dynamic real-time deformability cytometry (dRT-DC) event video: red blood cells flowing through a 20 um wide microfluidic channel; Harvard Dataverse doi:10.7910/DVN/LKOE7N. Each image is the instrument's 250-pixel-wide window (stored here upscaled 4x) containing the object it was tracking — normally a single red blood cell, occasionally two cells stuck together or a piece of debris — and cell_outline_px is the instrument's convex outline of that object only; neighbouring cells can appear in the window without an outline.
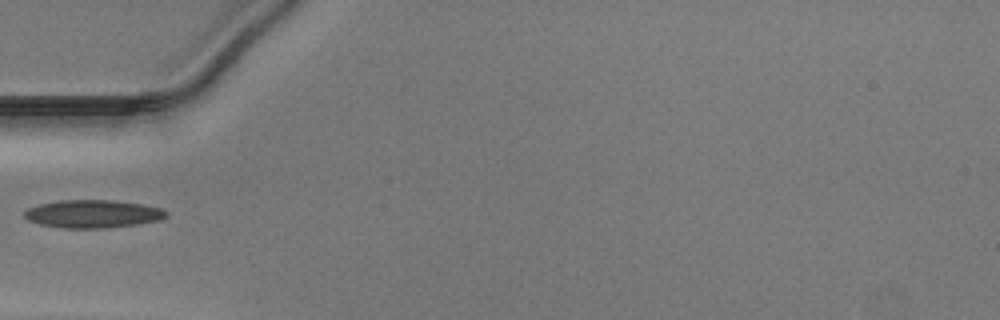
{"species": "Egyptian fruit bat (a non-hibernating species)", "species_latin": "Rousettus aegyptiacus", "temperature_condition": "warm", "stored_images_in_passage": 8, "camera_frame_rate_fps": 3000, "um_per_image_px": 0.085, "animal": {"sex": "male"}, "frame": {"image": 1, "passage_image": 1, "time_ms": 0.0, "image_size_px": [1000, 320], "cell_outline_px": [[168, 212], [160, 220], [136, 224], [104, 228], [64, 228], [40, 224], [28, 220], [24, 216], [24, 212], [28, 208], [40, 204], [60, 200], [112, 200], [144, 204], [164, 208]], "centroid_in_image_um": [7.91, 18.17], "position_along_channel_um": 77.1, "area_um2": 23.06}}
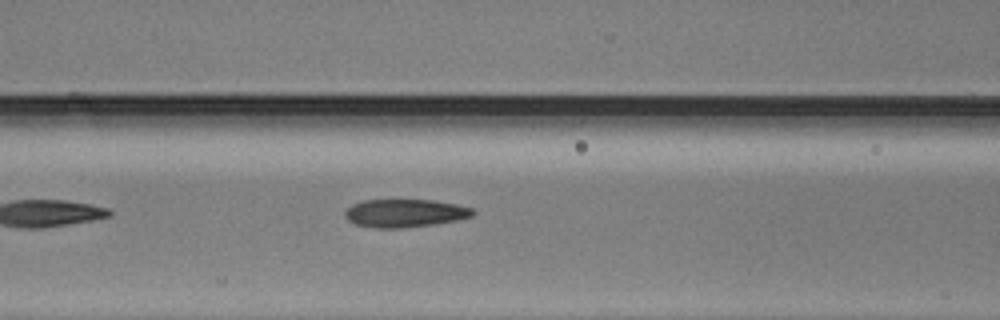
{"frame": {"image": 2, "passage_image": 5, "time_ms": 1.333, "image_size_px": [1000, 320], "cell_outline_px": [[476, 212], [472, 216], [460, 220], [404, 228], [376, 228], [356, 224], [348, 220], [344, 216], [344, 212], [352, 204], [364, 200], [432, 200], [456, 204], [472, 208]], "centroid_in_image_um": [34.43, 18.12], "position_along_channel_um": 132.2, "area_um2": 20.92}}